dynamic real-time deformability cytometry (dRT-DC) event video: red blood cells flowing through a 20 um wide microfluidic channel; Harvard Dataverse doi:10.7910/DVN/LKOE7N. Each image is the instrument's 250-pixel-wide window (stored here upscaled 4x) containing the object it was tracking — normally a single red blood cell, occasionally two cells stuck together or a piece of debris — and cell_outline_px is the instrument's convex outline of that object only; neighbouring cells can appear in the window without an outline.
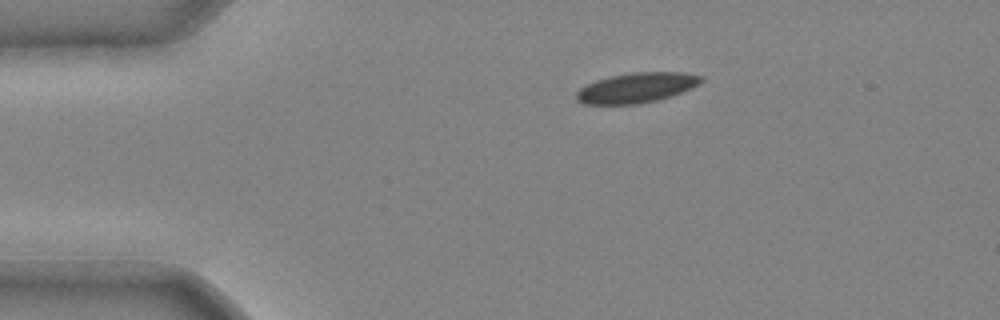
{"species": "common noctule bat (a hibernating species)", "species_latin": "Nyctalus noctula", "temperature_condition": "cold", "stored_images_in_passage": 31, "camera_frame_rate_fps": 3000, "um_per_image_px": 0.085, "animal": {"sex": "male", "body_mass_g": 20.4}, "frame": {"image": 1, "passage_image": 1, "time_ms": 0.0, "image_size_px": [1000, 320], "cell_outline_px": [[704, 80], [700, 84], [692, 88], [656, 100], [636, 104], [584, 104], [576, 100], [576, 92], [580, 88], [596, 80], [608, 76], [632, 72], [684, 72], [704, 76]], "centroid_in_image_um": [54.11, 7.44], "position_along_channel_um": 30.9, "area_um2": 21.85}}
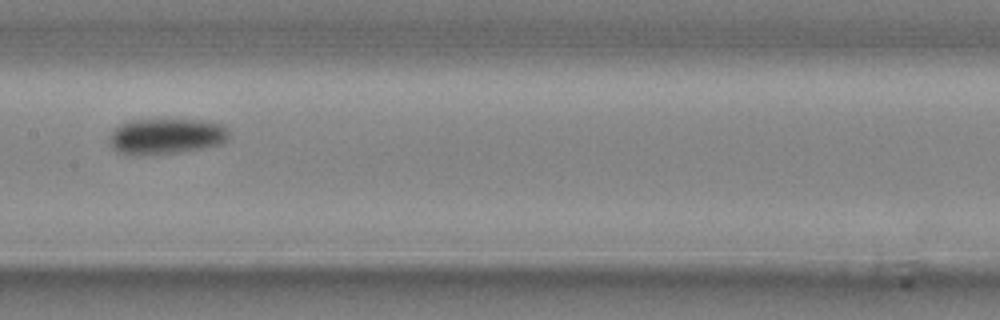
{"frame": {"image": 2, "passage_image": 15, "time_ms": 4.667, "image_size_px": [1000, 320], "cell_outline_px": [[228, 140], [220, 144], [204, 148], [176, 152], [124, 152], [116, 148], [112, 144], [108, 136], [120, 124], [128, 120], [200, 120], [224, 124], [228, 128]], "centroid_in_image_um": [14.23, 11.52], "position_along_channel_um": 193.2, "area_um2": 23.93}}
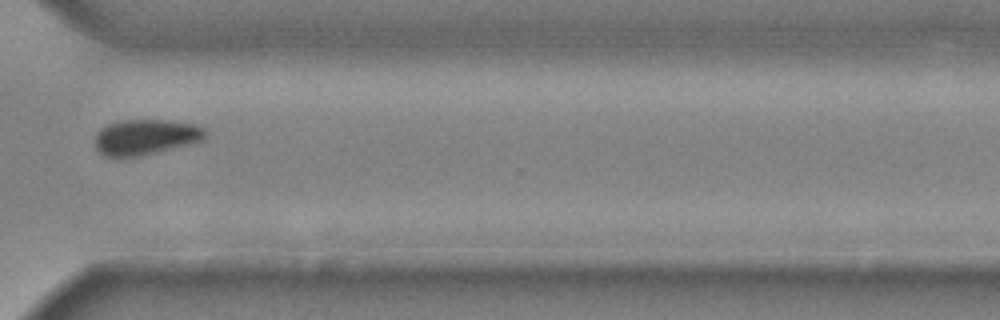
{"frame": {"image": 3, "passage_image": 26, "time_ms": 8.333, "image_size_px": [1000, 320], "cell_outline_px": [[204, 140], [192, 144], [140, 156], [120, 160], [104, 156], [96, 148], [96, 132], [100, 128], [108, 124], [124, 120], [168, 120], [196, 124], [204, 128]], "centroid_in_image_um": [12.35, 11.68], "position_along_channel_um": 358.3, "area_um2": 23.29}}